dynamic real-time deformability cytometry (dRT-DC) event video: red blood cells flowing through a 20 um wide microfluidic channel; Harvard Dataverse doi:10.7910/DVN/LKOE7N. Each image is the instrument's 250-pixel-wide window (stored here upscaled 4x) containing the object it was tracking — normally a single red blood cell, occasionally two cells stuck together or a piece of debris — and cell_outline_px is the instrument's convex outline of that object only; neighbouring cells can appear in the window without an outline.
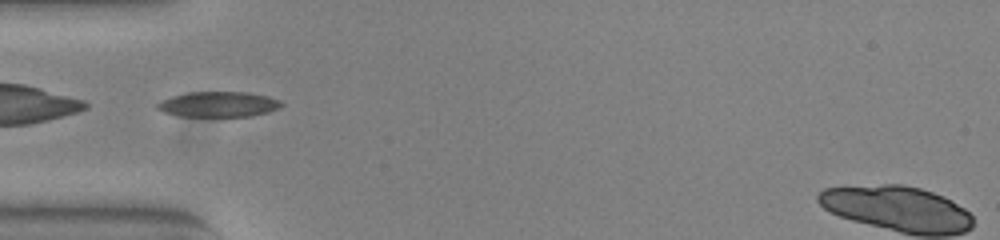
{"species": "common noctule bat (a hibernating species)", "species_latin": "Nyctalus noctula", "temperature_condition": "warm", "stored_images_in_passage": 37, "camera_frame_rate_fps": 3000, "um_per_image_px": 0.085, "animal": {"sex": "female", "body_mass_g": 23.0, "forearm_length_mm": 53.4}, "frame": {"image": 1, "passage_image": 1, "time_ms": 0.0, "image_size_px": [1000, 240], "cell_outline_px": [[284, 104], [280, 108], [268, 112], [252, 116], [180, 116], [164, 112], [156, 108], [156, 104], [160, 100], [172, 96], [188, 92], [248, 92], [268, 96], [280, 100]], "centroid_in_image_um": [18.58, 8.86], "position_along_channel_um": 66.4, "area_um2": 18.44}}
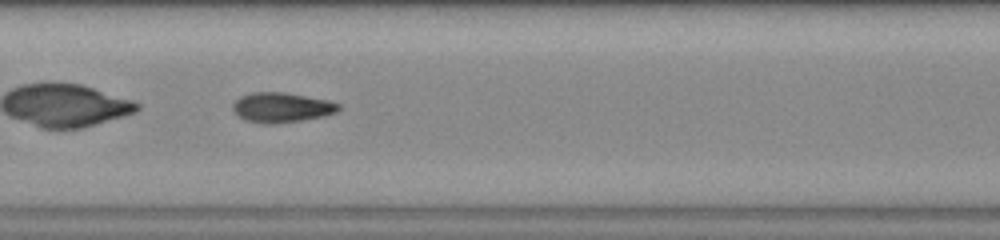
{"frame": {"image": 2, "passage_image": 10, "time_ms": 3.0, "image_size_px": [1000, 240], "cell_outline_px": [[340, 108], [336, 112], [324, 116], [300, 120], [268, 124], [264, 124], [248, 120], [236, 116], [232, 108], [232, 104], [240, 96], [252, 92], [284, 92], [328, 100], [340, 104]], "centroid_in_image_um": [23.91, 9.12], "position_along_channel_um": 183.5, "area_um2": 18.32}}
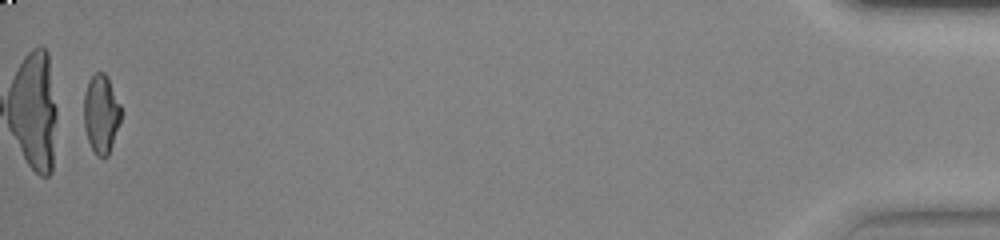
{"frame": {"image": 3, "passage_image": 36, "time_ms": 11.667, "image_size_px": [1000, 240], "cell_outline_px": [[120, 120], [108, 156], [96, 156], [88, 140], [84, 128], [84, 92], [88, 80], [96, 72], [104, 72], [108, 76], [120, 104]], "centroid_in_image_um": [8.58, 9.64], "position_along_channel_um": 426.6, "area_um2": 16.94}, "authors_computed_cell_mechanics": {"area_um2": 17.6868, "velocity_mm_per_s": 3.8893, "shape_relaxation_time_tau1_ms": 9.855, "shape_relaxation_time_tau2_ms": 1.4577, "deformation_change_tau1": 0.2693, "deformation_change_tau2": 0.073}}